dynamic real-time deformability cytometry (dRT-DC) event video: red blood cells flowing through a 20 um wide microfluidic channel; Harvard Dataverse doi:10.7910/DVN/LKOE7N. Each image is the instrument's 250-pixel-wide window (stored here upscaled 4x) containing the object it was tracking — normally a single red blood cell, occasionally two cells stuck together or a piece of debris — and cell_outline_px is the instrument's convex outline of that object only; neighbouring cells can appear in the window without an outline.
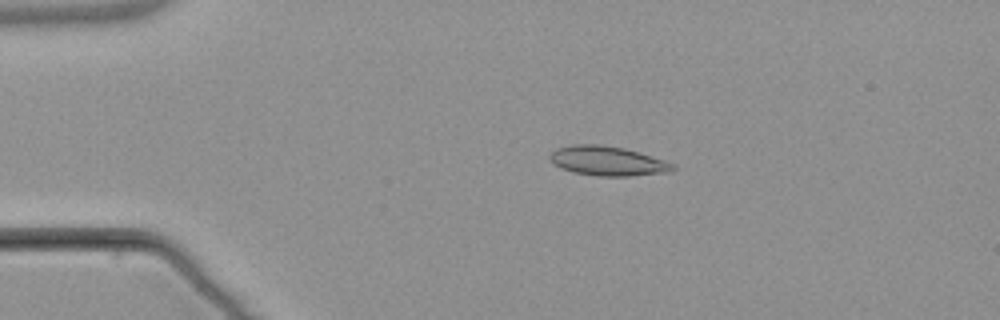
{"species": "common noctule bat (a hibernating species)", "species_latin": "Nyctalus noctula", "temperature_condition": "warm", "stored_images_in_passage": 3, "camera_frame_rate_fps": 3000, "um_per_image_px": 0.085, "animal": {"sex": "male", "body_mass_g": 21.5, "forearm_length_mm": 52.0}, "frame": {"image": 1, "passage_image": 1, "time_ms": 0.0, "image_size_px": [1000, 320], "cell_outline_px": [[676, 168], [672, 172], [628, 176], [596, 176], [572, 172], [560, 168], [552, 164], [548, 160], [548, 156], [556, 148], [572, 144], [600, 144], [624, 148], [640, 152], [676, 164]], "centroid_in_image_um": [51.63, 13.68], "position_along_channel_um": 33.4, "area_um2": 21.56}}
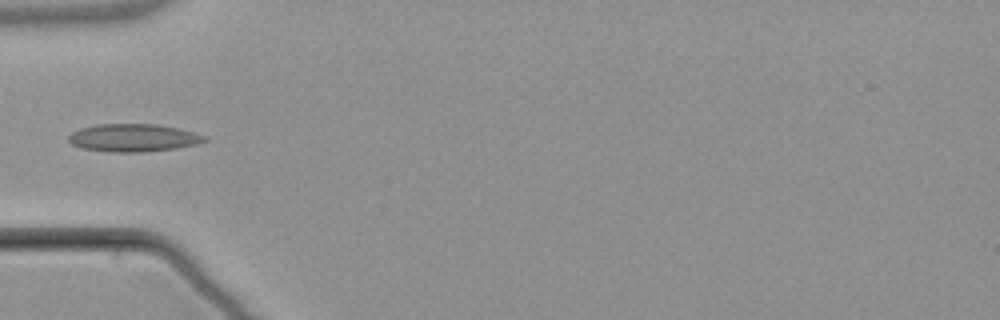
{"frame": {"image": 2, "passage_image": 3, "time_ms": 2.333, "image_size_px": [1000, 320], "cell_outline_px": [[208, 140], [196, 144], [176, 148], [144, 152], [108, 152], [84, 148], [72, 144], [68, 140], [68, 136], [72, 132], [80, 128], [100, 124], [156, 124], [176, 128], [192, 132], [204, 136]], "centroid_in_image_um": [11.3, 11.71], "position_along_channel_um": 73.7, "area_um2": 21.79}}